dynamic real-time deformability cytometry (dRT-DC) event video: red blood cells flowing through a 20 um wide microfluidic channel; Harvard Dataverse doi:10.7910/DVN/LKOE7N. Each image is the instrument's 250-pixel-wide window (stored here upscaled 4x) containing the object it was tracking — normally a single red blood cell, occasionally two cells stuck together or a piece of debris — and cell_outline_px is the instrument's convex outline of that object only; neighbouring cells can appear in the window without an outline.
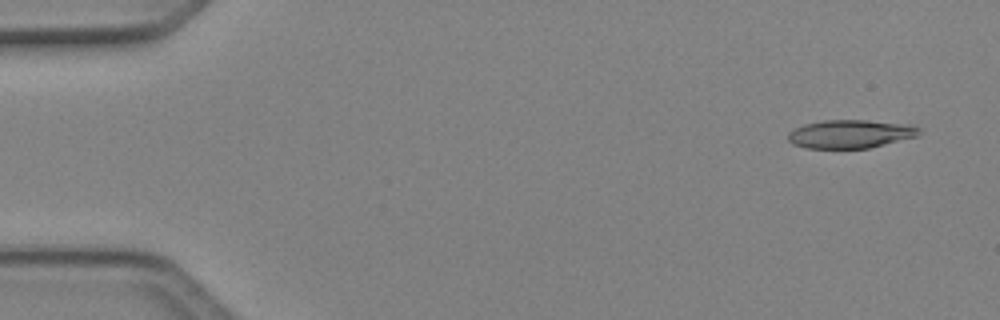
{"species": "Egyptian fruit bat (a non-hibernating species)", "species_latin": "Rousettus aegyptiacus", "temperature_condition": "cold", "stored_images_in_passage": 5, "camera_frame_rate_fps": 3000, "um_per_image_px": 0.085, "animal": {"sex": "female"}, "frame": {"image": 1, "passage_image": 1, "time_ms": 0.0, "image_size_px": [1000, 320], "cell_outline_px": [[920, 136], [868, 148], [808, 148], [792, 144], [788, 140], [788, 132], [804, 124], [824, 120], [864, 120], [912, 124], [920, 128]], "centroid_in_image_um": [72.32, 11.38], "position_along_channel_um": 12.7, "area_um2": 21.79}}
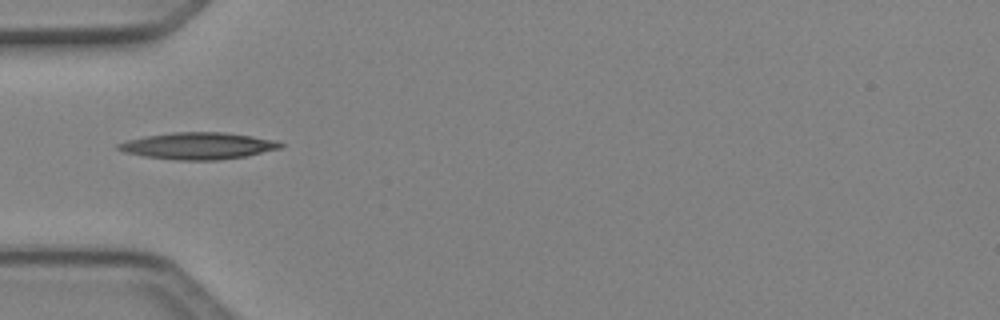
{"frame": {"image": 2, "passage_image": 4, "time_ms": 1.0, "image_size_px": [1000, 320], "cell_outline_px": [[284, 144], [280, 148], [244, 156], [220, 160], [176, 160], [144, 156], [124, 152], [116, 148], [116, 144], [128, 140], [144, 136], [172, 132], [224, 132], [252, 136], [276, 140]], "centroid_in_image_um": [16.81, 12.39], "position_along_channel_um": 68.2, "area_um2": 25.26}}
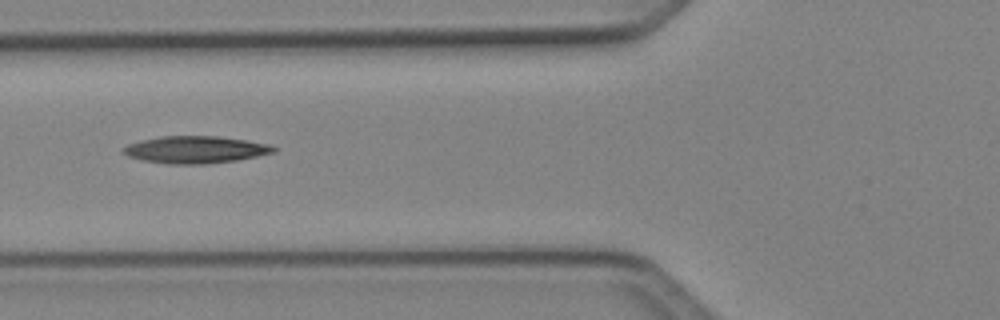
{"frame": {"image": 3, "passage_image": 5, "time_ms": 1.333, "image_size_px": [1000, 320], "cell_outline_px": [[276, 152], [236, 160], [204, 164], [168, 164], [140, 160], [128, 156], [124, 152], [124, 148], [128, 144], [140, 140], [160, 136], [220, 136], [248, 140], [268, 144], [276, 148]], "centroid_in_image_um": [16.61, 12.71], "position_along_channel_um": 109.2, "area_um2": 23.81}}